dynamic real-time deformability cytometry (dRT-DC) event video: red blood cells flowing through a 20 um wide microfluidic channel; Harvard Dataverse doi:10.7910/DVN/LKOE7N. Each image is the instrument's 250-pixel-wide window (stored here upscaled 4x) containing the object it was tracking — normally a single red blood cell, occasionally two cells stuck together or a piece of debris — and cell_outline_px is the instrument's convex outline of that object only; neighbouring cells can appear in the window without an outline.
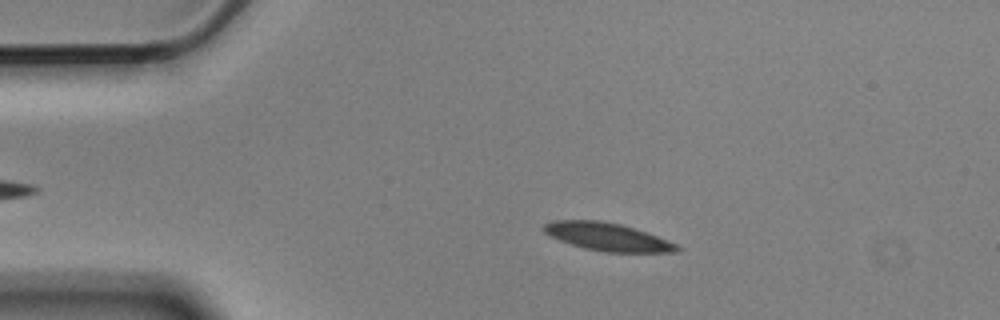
{"species": "Egyptian fruit bat (a non-hibernating species)", "species_latin": "Rousettus aegyptiacus", "temperature_condition": "cold", "stored_images_in_passage": 5, "camera_frame_rate_fps": 3000, "um_per_image_px": 0.085, "animal": {"sex": "male"}, "frame": {"image": 1, "passage_image": 3, "time_ms": 0.667, "image_size_px": [1000, 320], "cell_outline_px": [[684, 248], [676, 252], [604, 252], [584, 248], [560, 240], [544, 232], [540, 228], [544, 224], [552, 220], [600, 220], [620, 224], [656, 236], [676, 244]], "centroid_in_image_um": [51.6, 20.13], "position_along_channel_um": 33.4, "area_um2": 21.44}}
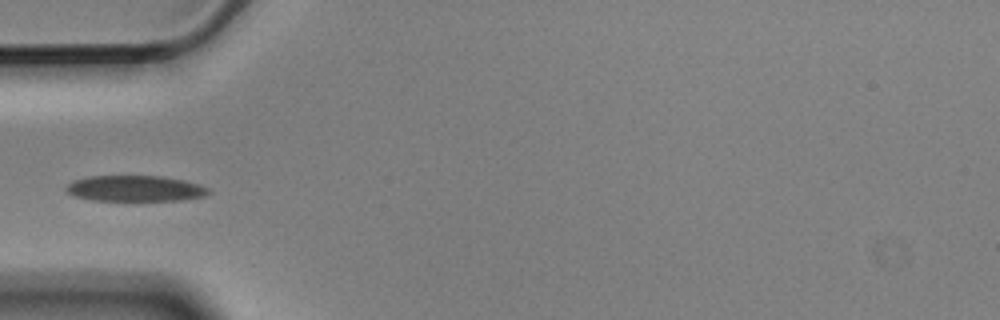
{"frame": {"image": 2, "passage_image": 5, "time_ms": 1.333, "image_size_px": [1000, 320], "cell_outline_px": [[212, 192], [204, 196], [180, 200], [92, 200], [76, 196], [68, 192], [64, 188], [72, 180], [88, 176], [160, 176], [184, 180], [200, 184], [208, 188]], "centroid_in_image_um": [11.49, 16.01], "position_along_channel_um": 73.5, "area_um2": 21.39}}